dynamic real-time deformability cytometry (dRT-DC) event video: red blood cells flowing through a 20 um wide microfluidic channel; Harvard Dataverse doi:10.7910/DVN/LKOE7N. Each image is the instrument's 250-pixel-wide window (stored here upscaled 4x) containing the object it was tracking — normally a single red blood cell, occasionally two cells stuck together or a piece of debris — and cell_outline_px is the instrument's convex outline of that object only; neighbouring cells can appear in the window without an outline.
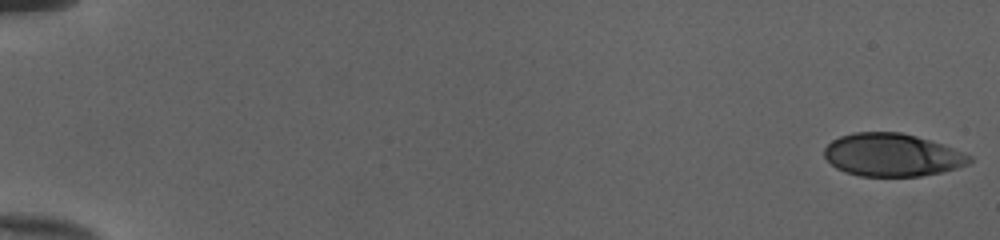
{"species": "human", "species_latin": "Homo sapiens", "temperature_condition": "cold", "stored_images_in_passage": 52, "camera_frame_rate_fps": 3000, "um_per_image_px": 0.085, "donor": {"sex": "female"}, "frame": {"image": 1, "passage_image": 1, "time_ms": 0.0, "image_size_px": [1000, 240], "cell_outline_px": [[972, 160], [968, 164], [956, 168], [940, 172], [920, 176], [860, 176], [844, 172], [836, 168], [824, 156], [824, 148], [832, 140], [840, 136], [852, 132], [900, 132], [916, 136], [952, 148], [972, 156]], "centroid_in_image_um": [75.79, 13.17], "position_along_channel_um": 9.2, "area_um2": 36.07}}
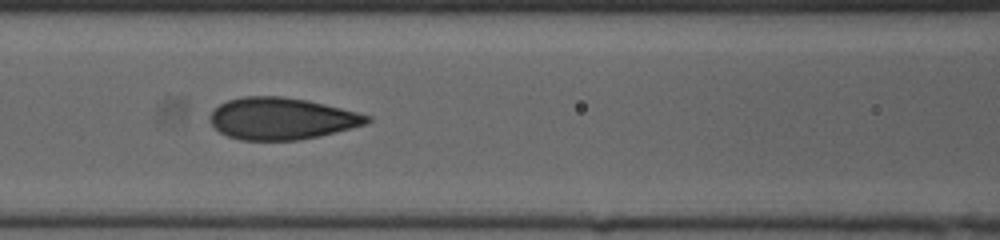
{"frame": {"image": 2, "passage_image": 25, "time_ms": 8.0, "image_size_px": [1000, 240], "cell_outline_px": [[372, 120], [368, 124], [320, 136], [296, 140], [240, 140], [228, 136], [220, 132], [208, 120], [208, 116], [220, 104], [228, 100], [244, 96], [280, 96], [308, 100], [372, 116]], "centroid_in_image_um": [23.95, 10.08], "position_along_channel_um": 142.7, "area_um2": 38.32}}
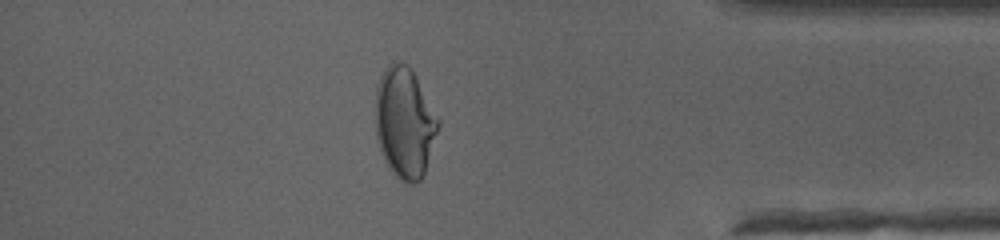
{"frame": {"image": 3, "passage_image": 46, "time_ms": 15.0, "image_size_px": [1000, 240], "cell_outline_px": [[440, 124], [424, 172], [420, 180], [416, 184], [412, 184], [400, 180], [396, 176], [388, 164], [380, 148], [376, 136], [376, 88], [380, 76], [384, 68], [392, 60], [408, 64], [416, 76], [440, 120]], "centroid_in_image_um": [34.4, 10.37], "position_along_channel_um": 400.8, "area_um2": 40.29}}